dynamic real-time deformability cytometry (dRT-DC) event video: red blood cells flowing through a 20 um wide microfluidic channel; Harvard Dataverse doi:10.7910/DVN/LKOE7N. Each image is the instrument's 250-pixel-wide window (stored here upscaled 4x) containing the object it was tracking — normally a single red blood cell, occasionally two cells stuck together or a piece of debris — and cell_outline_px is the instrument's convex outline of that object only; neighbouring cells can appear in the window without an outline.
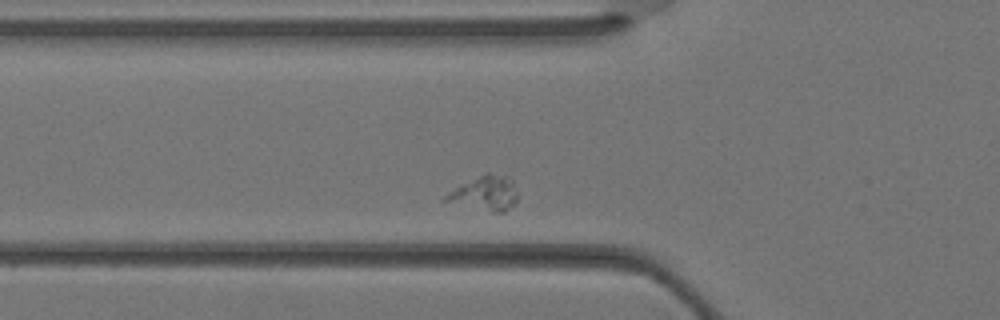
{"species": "Egyptian fruit bat (a non-hibernating species)", "species_latin": "Rousettus aegyptiacus", "temperature_condition": "warm", "stored_images_in_passage": 32, "camera_frame_rate_fps": 3000, "um_per_image_px": 0.085, "animal": {"sex": "female"}, "frame": {"image": 1, "passage_image": 5, "time_ms": 1.333, "image_size_px": [1000, 320], "cell_outline_px": [[516, 204], [504, 212], [492, 212], [444, 200], [444, 196], [448, 192], [488, 172], [508, 176], [512, 180], [516, 192]], "centroid_in_image_um": [41.29, 16.43], "position_along_channel_um": 84.5, "area_um2": 13.99}}
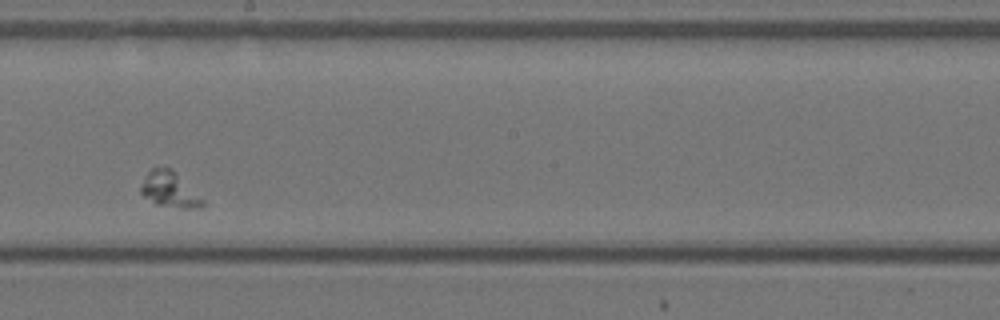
{"frame": {"image": 2, "passage_image": 14, "time_ms": 4.333, "image_size_px": [1000, 320], "cell_outline_px": [[204, 204], [200, 208], [184, 208], [156, 204], [144, 196], [140, 192], [140, 188], [144, 176], [152, 168], [172, 168], [204, 200]], "centroid_in_image_um": [14.41, 16.11], "position_along_channel_um": 233.8, "area_um2": 12.6}}
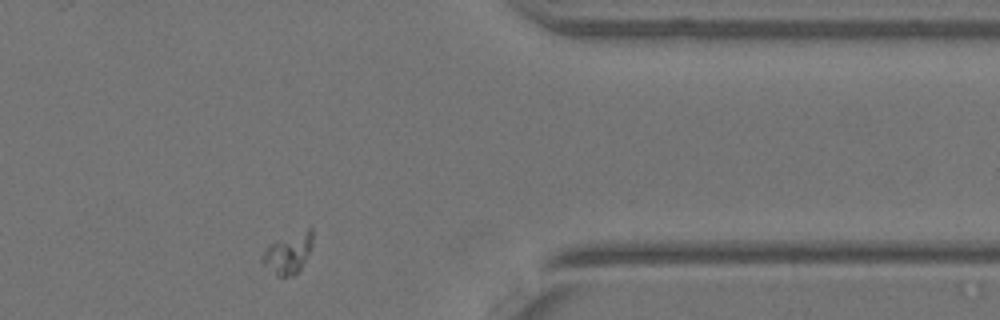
{"frame": {"image": 3, "passage_image": 24, "time_ms": 7.667, "image_size_px": [1000, 320], "cell_outline_px": [[312, 244], [300, 268], [292, 276], [276, 276], [260, 260], [260, 256], [268, 244], [276, 240], [312, 224]], "centroid_in_image_um": [24.48, 21.46], "position_along_channel_um": 386.9, "area_um2": 12.02}}